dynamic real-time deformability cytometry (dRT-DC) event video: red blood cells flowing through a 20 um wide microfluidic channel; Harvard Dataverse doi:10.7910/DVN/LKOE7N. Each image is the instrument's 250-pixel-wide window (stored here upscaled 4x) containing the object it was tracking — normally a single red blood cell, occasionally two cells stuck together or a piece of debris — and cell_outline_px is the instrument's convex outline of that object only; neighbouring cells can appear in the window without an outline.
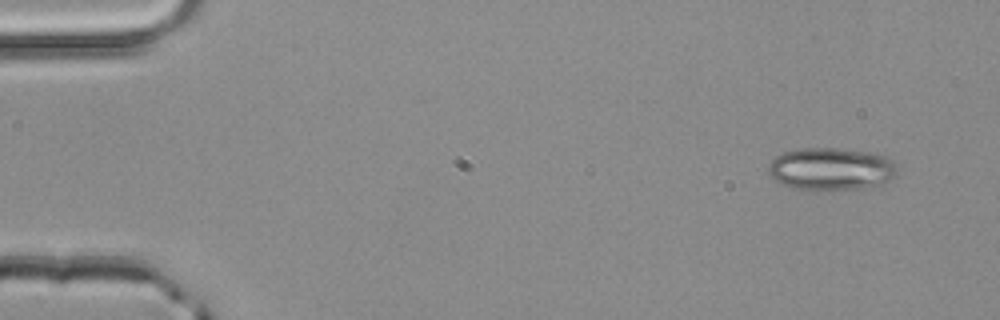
{"species": "common noctule bat (a hibernating species)", "species_latin": "Nyctalus noctula", "temperature_condition": "room temperature", "stored_images_in_passage": 3, "camera_frame_rate_fps": 3000, "um_per_image_px": 0.085, "animal": {"sex": "male", "body_mass_g": 20.4}, "frame": {"image": 1, "passage_image": 1, "time_ms": 0.0, "image_size_px": [1000, 320], "cell_outline_px": [[896, 176], [884, 188], [796, 188], [784, 184], [776, 180], [768, 172], [768, 164], [780, 152], [800, 148], [840, 148], [868, 152], [884, 156], [892, 160], [896, 164]], "centroid_in_image_um": [70.72, 14.34], "position_along_channel_um": 14.3, "area_um2": 32.02}}